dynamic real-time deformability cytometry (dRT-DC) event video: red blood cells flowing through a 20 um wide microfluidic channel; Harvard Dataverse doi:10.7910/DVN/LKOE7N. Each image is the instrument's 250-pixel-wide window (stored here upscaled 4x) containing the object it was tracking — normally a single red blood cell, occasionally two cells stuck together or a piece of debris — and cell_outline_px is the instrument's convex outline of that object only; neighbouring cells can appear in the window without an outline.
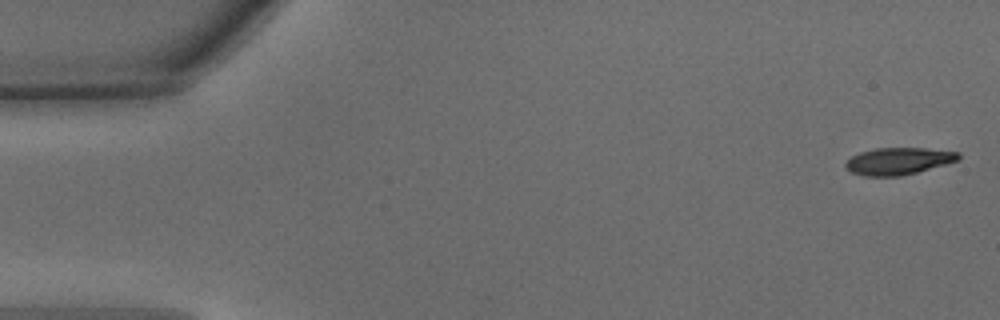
{"species": "common noctule bat (a hibernating species)", "species_latin": "Nyctalus noctula", "temperature_condition": "warm", "stored_images_in_passage": 47, "camera_frame_rate_fps": 3000, "um_per_image_px": 0.085, "animal": {"sex": "male", "body_mass_g": 15.6}, "frame": {"image": 1, "passage_image": 1, "time_ms": 0.0, "image_size_px": [1000, 320], "cell_outline_px": [[960, 156], [956, 160], [944, 164], [916, 172], [900, 176], [864, 176], [852, 172], [844, 164], [852, 156], [860, 152], [876, 148], [924, 148], [960, 152]], "centroid_in_image_um": [76.34, 13.68], "position_along_channel_um": 8.7, "area_um2": 17.46}}
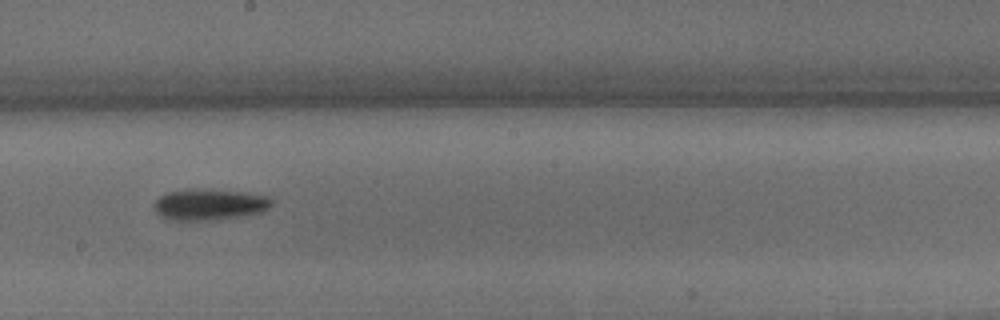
{"frame": {"image": 2, "passage_image": 26, "time_ms": 8.333, "image_size_px": [1000, 320], "cell_outline_px": [[272, 204], [268, 208], [260, 212], [216, 220], [172, 220], [160, 216], [152, 208], [152, 204], [160, 196], [168, 192], [188, 188], [244, 192], [268, 196], [272, 200]], "centroid_in_image_um": [17.74, 17.38], "position_along_channel_um": 230.5, "area_um2": 21.39}}
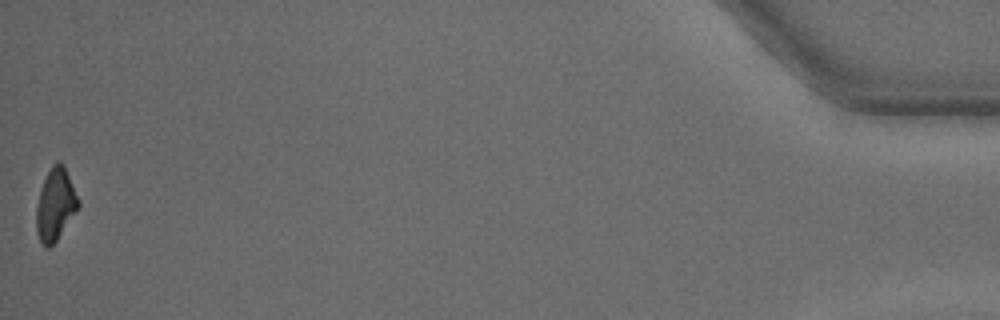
{"frame": {"image": 3, "passage_image": 47, "time_ms": 15.333, "image_size_px": [1000, 320], "cell_outline_px": [[80, 204], [56, 240], [48, 248], [44, 248], [36, 232], [36, 204], [44, 180], [52, 164], [56, 160], [60, 160], [64, 164], [80, 200]], "centroid_in_image_um": [4.7, 17.34], "position_along_channel_um": 430.5, "area_um2": 17.57}, "authors_computed_cell_mechanics": {"area_um2": 19.1896, "velocity_mm_per_s": 4.253, "shape_relaxation_time_tau1_ms": 3.1621, "shape_relaxation_time_tau2_ms": null, "deformation_change_tau1": 0.1448, "deformation_change_tau2": null}}